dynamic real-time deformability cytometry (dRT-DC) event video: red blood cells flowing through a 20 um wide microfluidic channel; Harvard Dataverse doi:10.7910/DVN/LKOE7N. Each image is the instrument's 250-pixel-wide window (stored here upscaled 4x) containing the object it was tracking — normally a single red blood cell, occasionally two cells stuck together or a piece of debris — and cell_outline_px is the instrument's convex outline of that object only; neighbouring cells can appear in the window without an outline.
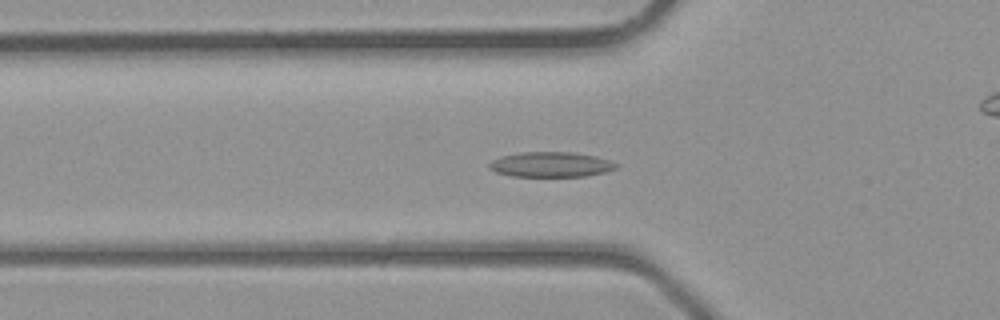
{"species": "common noctule bat (a hibernating species)", "species_latin": "Nyctalus noctula", "temperature_condition": "room temperature", "stored_images_in_passage": 41, "camera_frame_rate_fps": 3000, "um_per_image_px": 0.085, "animal": {"sex": "male", "body_mass_g": 23.1, "forearm_length_mm": 52.7}, "frame": {"image": 1, "passage_image": 14, "time_ms": 4.333, "image_size_px": [1000, 320], "cell_outline_px": [[620, 164], [616, 168], [604, 172], [584, 176], [512, 176], [496, 172], [488, 168], [488, 164], [492, 160], [500, 156], [520, 152], [572, 152], [596, 156]], "centroid_in_image_um": [46.8, 13.97], "position_along_channel_um": 79.0, "area_um2": 18.55}}
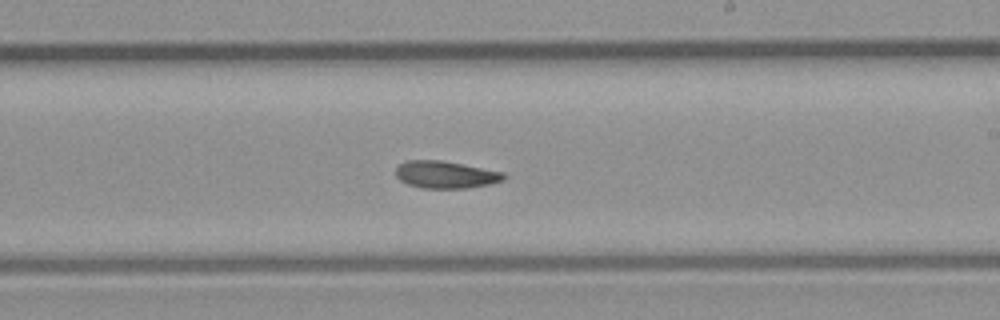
{"frame": {"image": 2, "passage_image": 24, "time_ms": 7.667, "image_size_px": [1000, 320], "cell_outline_px": [[508, 176], [504, 180], [488, 184], [468, 188], [424, 188], [408, 184], [400, 180], [396, 176], [396, 168], [400, 164], [408, 160], [440, 160], [504, 172]], "centroid_in_image_um": [37.89, 14.84], "position_along_channel_um": 251.1, "area_um2": 17.05}}
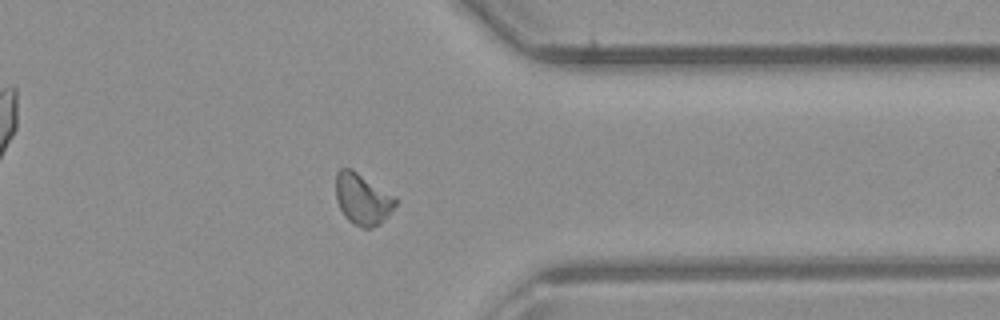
{"frame": {"image": 3, "passage_image": 32, "time_ms": 10.333, "image_size_px": [1000, 320], "cell_outline_px": [[396, 204], [388, 216], [380, 224], [372, 228], [364, 228], [348, 220], [344, 216], [336, 200], [336, 172], [340, 168], [352, 168], [396, 196]], "centroid_in_image_um": [30.82, 16.9], "position_along_channel_um": 380.6, "area_um2": 17.98}}